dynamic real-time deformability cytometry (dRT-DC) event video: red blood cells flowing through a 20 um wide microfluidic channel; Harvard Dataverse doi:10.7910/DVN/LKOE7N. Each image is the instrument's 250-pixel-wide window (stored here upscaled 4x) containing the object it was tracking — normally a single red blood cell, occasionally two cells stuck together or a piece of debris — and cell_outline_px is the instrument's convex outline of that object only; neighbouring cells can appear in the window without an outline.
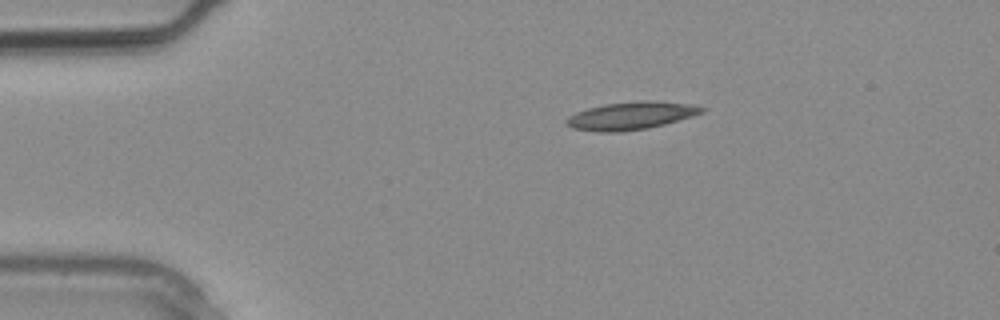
{"species": "common noctule bat (a hibernating species)", "species_latin": "Nyctalus noctula", "temperature_condition": "warm", "stored_images_in_passage": 6, "camera_frame_rate_fps": 3000, "um_per_image_px": 0.085, "animal": {"sex": "male", "body_mass_g": 20.4}, "frame": {"image": 1, "passage_image": 1, "time_ms": 0.0, "image_size_px": [1000, 320], "cell_outline_px": [[708, 108], [704, 112], [692, 116], [664, 124], [648, 128], [620, 132], [600, 132], [572, 128], [564, 124], [564, 120], [568, 116], [576, 112], [588, 108], [604, 104], [648, 100], [688, 104]], "centroid_in_image_um": [53.6, 9.84], "position_along_channel_um": 31.4, "area_um2": 21.85}}
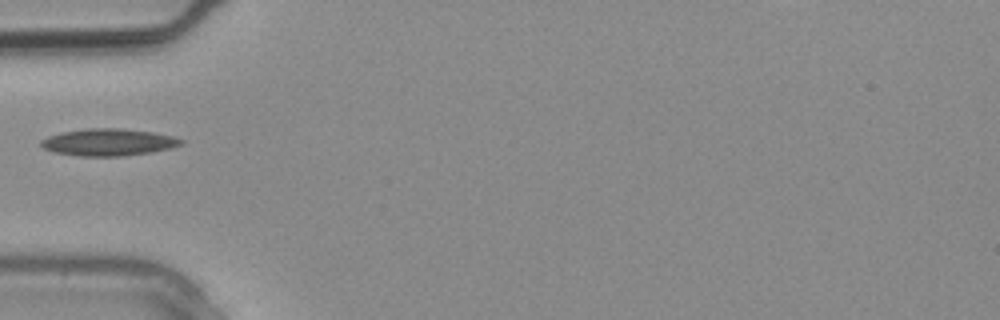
{"frame": {"image": 2, "passage_image": 5, "time_ms": 1.333, "image_size_px": [1000, 320], "cell_outline_px": [[184, 144], [172, 148], [152, 152], [124, 156], [80, 156], [56, 152], [44, 148], [40, 144], [40, 140], [48, 136], [60, 132], [88, 128], [120, 128], [152, 132], [172, 136], [184, 140]], "centroid_in_image_um": [9.24, 12.09], "position_along_channel_um": 75.8, "area_um2": 22.14}}